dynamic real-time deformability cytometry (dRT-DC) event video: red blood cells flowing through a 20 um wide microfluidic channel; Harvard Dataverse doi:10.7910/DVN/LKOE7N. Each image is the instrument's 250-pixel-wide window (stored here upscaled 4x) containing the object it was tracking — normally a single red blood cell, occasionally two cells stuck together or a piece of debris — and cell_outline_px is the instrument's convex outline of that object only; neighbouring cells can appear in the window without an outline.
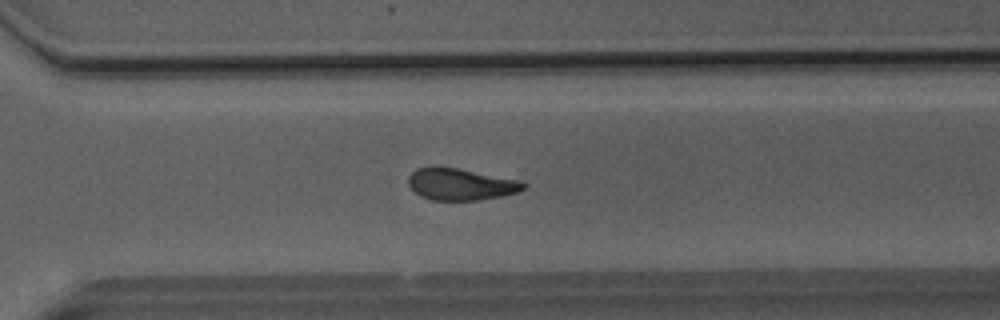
{"species": "Egyptian fruit bat (a non-hibernating species)", "species_latin": "Rousettus aegyptiacus", "temperature_condition": "room temperature", "stored_images_in_passage": 39, "camera_frame_rate_fps": 3000, "um_per_image_px": 0.085, "animal": {"sex": "male"}, "frame": {"image": 1, "passage_image": 27, "time_ms": 8.667, "image_size_px": [1000, 320], "cell_outline_px": [[528, 184], [524, 188], [516, 192], [500, 196], [476, 200], [432, 200], [420, 196], [408, 184], [408, 176], [416, 168], [428, 164], [436, 164], [524, 180]], "centroid_in_image_um": [39.13, 15.61], "position_along_channel_um": 331.5, "area_um2": 21.91}}
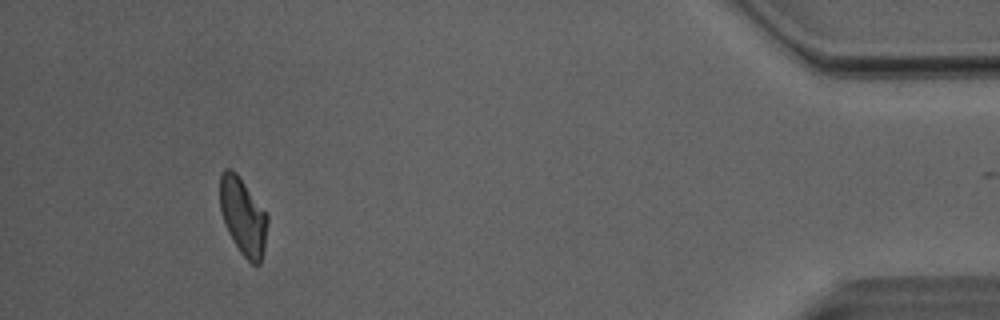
{"frame": {"image": 2, "passage_image": 38, "time_ms": 12.333, "image_size_px": [1000, 320], "cell_outline_px": [[268, 220], [264, 248], [260, 264], [252, 264], [240, 252], [228, 232], [224, 224], [220, 212], [220, 176], [224, 168], [232, 168], [236, 172], [268, 216]], "centroid_in_image_um": [20.63, 18.38], "position_along_channel_um": 414.6, "area_um2": 21.21}, "authors_computed_cell_mechanics": {"area_um2": 22.253, "velocity_mm_per_s": 4.043, "shape_relaxation_time_tau1_ms": 5.9795, "shape_relaxation_time_tau2_ms": 3.0454, "deformation_change_tau1": 0.1626, "deformation_change_tau2": 0.111}}